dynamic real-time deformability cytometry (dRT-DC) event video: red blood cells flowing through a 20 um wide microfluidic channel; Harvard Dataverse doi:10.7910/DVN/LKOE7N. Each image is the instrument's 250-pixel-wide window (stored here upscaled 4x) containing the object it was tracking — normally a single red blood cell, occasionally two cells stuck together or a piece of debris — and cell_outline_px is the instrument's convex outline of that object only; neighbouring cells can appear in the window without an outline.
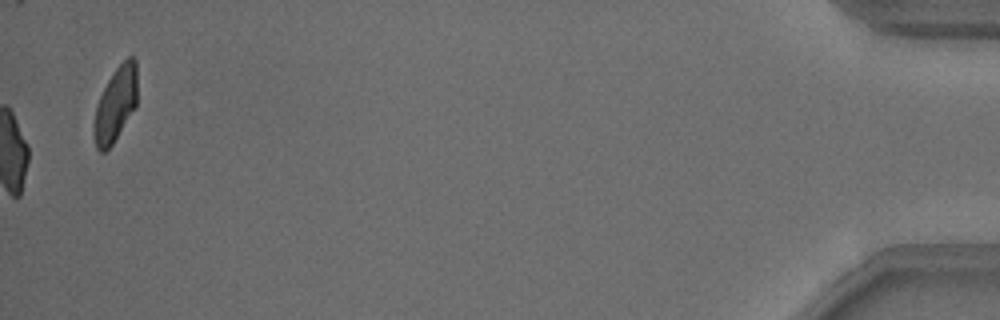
{"species": "common noctule bat (a hibernating species)", "species_latin": "Nyctalus noctula", "temperature_condition": "warm", "stored_images_in_passage": 52, "camera_frame_rate_fps": 3000, "um_per_image_px": 0.085, "animal": {"sex": "male", "body_mass_g": 18.8}, "frame": {"image": 1, "passage_image": 52, "time_ms": 17.0, "image_size_px": [1000, 320], "cell_outline_px": [[136, 104], [112, 144], [104, 152], [100, 152], [96, 148], [92, 132], [92, 124], [96, 104], [112, 72], [128, 56], [132, 56], [136, 60]], "centroid_in_image_um": [9.77, 8.87], "position_along_channel_um": 425.4, "area_um2": 18.67}, "authors_computed_cell_mechanics": {"area_um2": 18.8717, "velocity_mm_per_s": 3.8737, "shape_relaxation_time_tau1_ms": 2.8075, "shape_relaxation_time_tau2_ms": 0.7835, "deformation_change_tau1": 0.1478, "deformation_change_tau2": 0.0617}}